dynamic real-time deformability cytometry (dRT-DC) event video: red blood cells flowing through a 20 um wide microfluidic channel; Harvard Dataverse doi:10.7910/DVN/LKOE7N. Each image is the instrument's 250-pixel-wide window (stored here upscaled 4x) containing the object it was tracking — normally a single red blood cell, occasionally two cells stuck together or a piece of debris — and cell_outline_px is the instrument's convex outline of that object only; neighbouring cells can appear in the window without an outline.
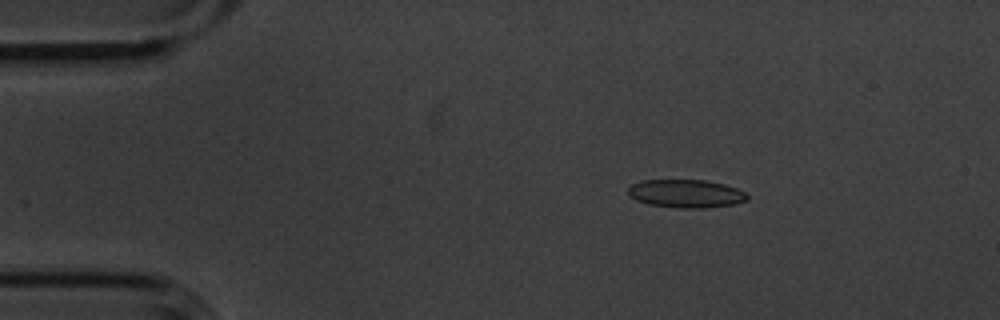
{"species": "common noctule bat (a hibernating species)", "species_latin": "Nyctalus noctula", "temperature_condition": "cold", "stored_images_in_passage": 3, "camera_frame_rate_fps": 3000, "um_per_image_px": 0.085, "animal": {"sex": "male", "body_mass_g": 20.1, "forearm_length_mm": 53.5}, "frame": {"image": 1, "passage_image": 1, "time_ms": 0.0, "image_size_px": [1000, 320], "cell_outline_px": [[748, 200], [736, 204], [704, 208], [680, 208], [648, 204], [636, 200], [628, 196], [628, 188], [632, 184], [640, 180], [704, 180], [724, 184], [736, 188], [744, 192], [748, 196]], "centroid_in_image_um": [58.29, 16.46], "position_along_channel_um": 26.7, "area_um2": 19.65}}
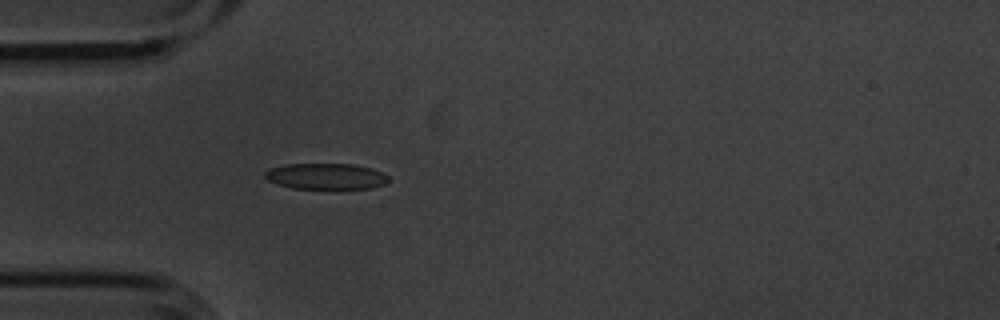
{"frame": {"image": 2, "passage_image": 3, "time_ms": 0.667, "image_size_px": [1000, 320], "cell_outline_px": [[388, 180], [384, 184], [372, 188], [292, 188], [276, 184], [268, 180], [264, 176], [264, 172], [272, 168], [284, 164], [356, 164], [372, 168], [388, 176]], "centroid_in_image_um": [27.69, 14.98], "position_along_channel_um": 57.3, "area_um2": 18.61}}